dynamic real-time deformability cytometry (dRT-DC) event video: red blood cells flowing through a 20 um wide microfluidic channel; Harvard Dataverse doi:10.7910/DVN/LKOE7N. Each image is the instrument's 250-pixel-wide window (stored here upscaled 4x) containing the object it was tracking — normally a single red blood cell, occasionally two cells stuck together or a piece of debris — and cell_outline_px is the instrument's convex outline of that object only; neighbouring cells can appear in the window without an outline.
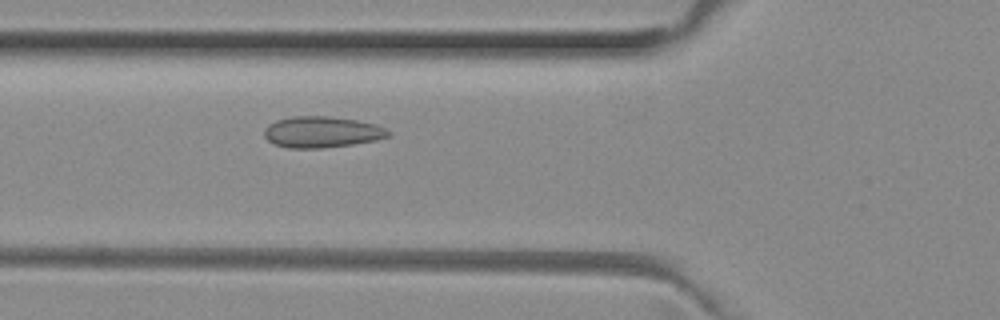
{"species": "common noctule bat (a hibernating species)", "species_latin": "Nyctalus noctula", "temperature_condition": "room temperature", "stored_images_in_passage": 22, "camera_frame_rate_fps": 3000, "um_per_image_px": 0.085, "animal": {"sex": "female", "body_mass_g": 29.2, "forearm_length_mm": 56.3}, "frame": {"image": 1, "passage_image": 4, "time_ms": 1.0, "image_size_px": [1000, 320], "cell_outline_px": [[392, 136], [376, 140], [352, 144], [320, 148], [288, 148], [276, 144], [268, 140], [264, 136], [264, 128], [268, 124], [276, 120], [292, 116], [328, 116], [356, 120], [376, 124], [392, 132]], "centroid_in_image_um": [27.37, 11.22], "position_along_channel_um": 98.4, "area_um2": 22.6}}
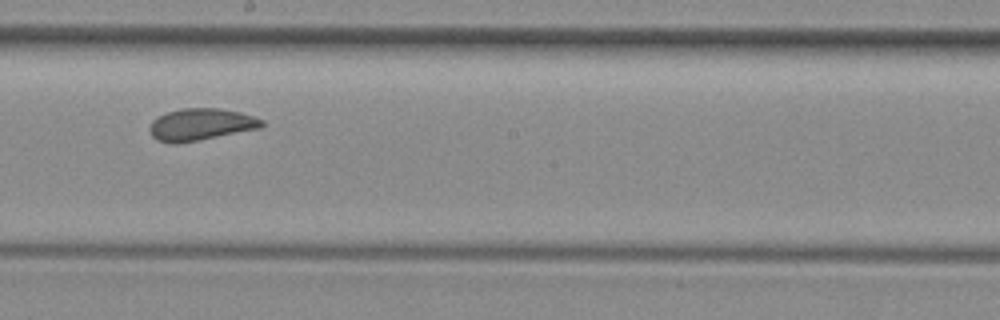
{"frame": {"image": 2, "passage_image": 14, "time_ms": 4.333, "image_size_px": [1000, 320], "cell_outline_px": [[264, 124], [260, 128], [176, 144], [172, 144], [156, 140], [152, 136], [148, 128], [152, 120], [168, 112], [180, 108], [216, 108], [240, 112], [264, 120]], "centroid_in_image_um": [17.03, 10.58], "position_along_channel_um": 231.2, "area_um2": 20.75}}
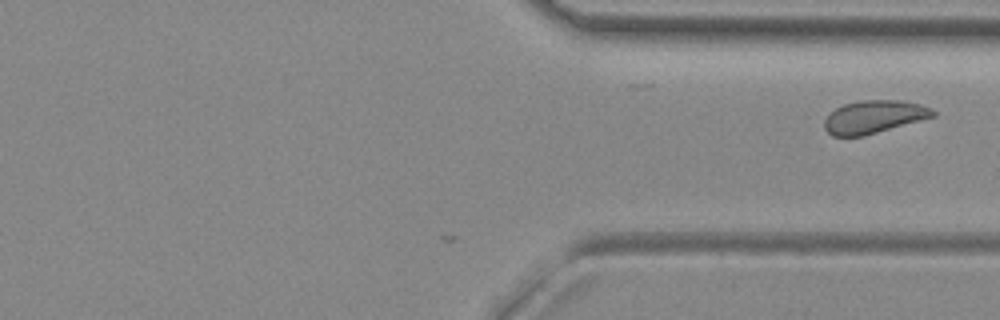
{"frame": {"image": 3, "passage_image": 22, "time_ms": 7.0, "image_size_px": [1000, 320], "cell_outline_px": [[936, 116], [864, 136], [832, 136], [824, 128], [824, 120], [836, 108], [844, 104], [860, 100], [900, 100], [920, 104], [932, 108], [936, 112]], "centroid_in_image_um": [74.31, 9.93], "position_along_channel_um": 337.1, "area_um2": 20.81}}